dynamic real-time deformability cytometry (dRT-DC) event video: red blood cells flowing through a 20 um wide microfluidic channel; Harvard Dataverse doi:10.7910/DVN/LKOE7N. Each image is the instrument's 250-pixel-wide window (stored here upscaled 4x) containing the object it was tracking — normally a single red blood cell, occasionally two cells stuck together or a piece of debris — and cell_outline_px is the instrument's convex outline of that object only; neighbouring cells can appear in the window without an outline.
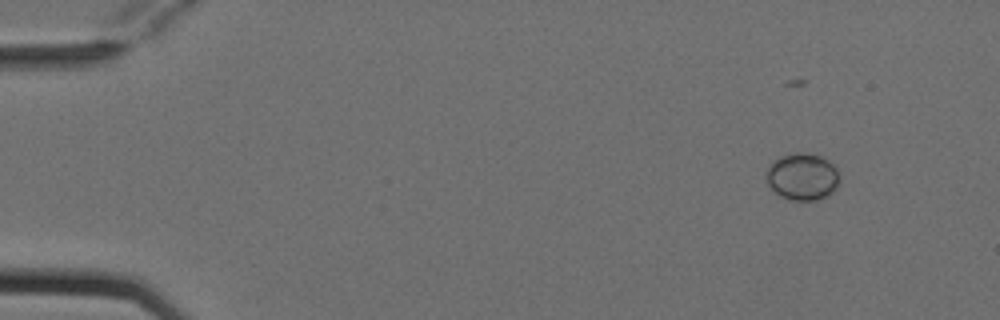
{"species": "Egyptian fruit bat (a non-hibernating species)", "species_latin": "Rousettus aegyptiacus", "temperature_condition": "cold", "stored_images_in_passage": 4, "segment_of_instrument_passage": [2, 2], "camera_frame_rate_fps": 3000, "um_per_image_px": 0.085, "animal": {"sex": "female"}, "frame": {"image": 1, "passage_image": 4, "time_ms": 1.0, "image_size_px": [1000, 320], "cell_outline_px": [[840, 180], [836, 188], [828, 196], [816, 200], [788, 200], [780, 196], [768, 184], [764, 176], [764, 172], [772, 160], [780, 156], [796, 152], [800, 152], [820, 156], [828, 160], [840, 172]], "centroid_in_image_um": [68.19, 15.01], "position_along_channel_um": 16.8, "area_um2": 20.46}}